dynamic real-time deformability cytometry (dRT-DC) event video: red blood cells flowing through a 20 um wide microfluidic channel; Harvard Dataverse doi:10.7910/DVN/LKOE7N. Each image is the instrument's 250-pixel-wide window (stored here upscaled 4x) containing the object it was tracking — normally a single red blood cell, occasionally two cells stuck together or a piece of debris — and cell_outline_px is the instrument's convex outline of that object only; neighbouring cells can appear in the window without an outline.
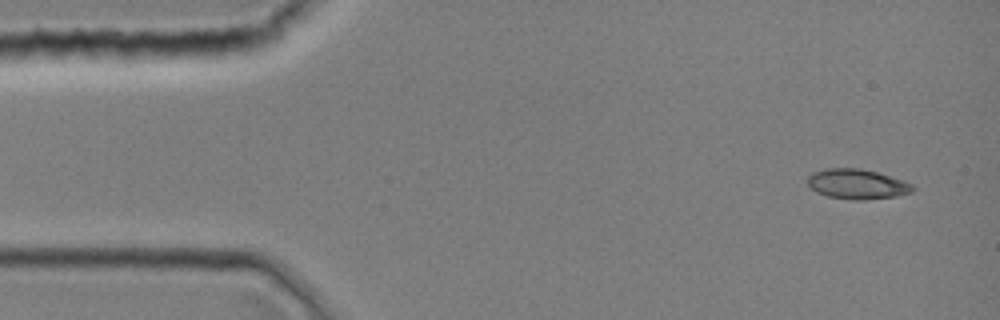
{"species": "common noctule bat (a hibernating species)", "species_latin": "Nyctalus noctula", "temperature_condition": "room temperature", "stored_images_in_passage": 1, "camera_frame_rate_fps": 3000, "um_per_image_px": 0.085, "animal": {"sex": "female", "body_mass_g": 19.0, "forearm_length_mm": 51.5}, "frame": {"image": 1, "passage_image": 1, "time_ms": 0.0, "image_size_px": [1000, 320], "cell_outline_px": [[916, 188], [912, 192], [896, 196], [864, 200], [852, 200], [828, 196], [816, 192], [808, 184], [808, 176], [812, 172], [824, 168], [860, 168], [876, 172], [912, 184]], "centroid_in_image_um": [72.83, 15.65], "position_along_channel_um": 12.2, "area_um2": 18.26}}